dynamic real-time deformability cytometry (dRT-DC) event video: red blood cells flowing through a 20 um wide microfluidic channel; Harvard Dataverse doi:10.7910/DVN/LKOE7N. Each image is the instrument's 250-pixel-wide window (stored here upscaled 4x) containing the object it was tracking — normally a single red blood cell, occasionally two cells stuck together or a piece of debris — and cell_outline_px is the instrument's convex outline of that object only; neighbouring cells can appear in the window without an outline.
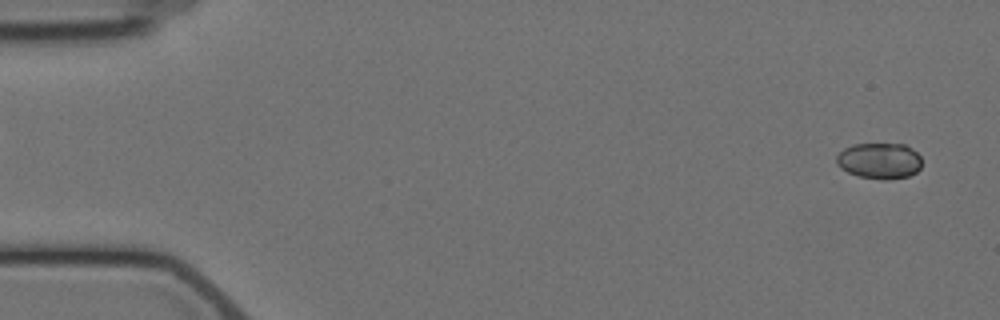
{"species": "Egyptian fruit bat (a non-hibernating species)", "species_latin": "Rousettus aegyptiacus", "temperature_condition": "cold", "stored_images_in_passage": 5, "camera_frame_rate_fps": 3000, "um_per_image_px": 0.085, "animal": {"sex": "female"}, "frame": {"image": 1, "passage_image": 5, "time_ms": 5.333, "image_size_px": [1000, 320], "cell_outline_px": [[920, 168], [916, 172], [908, 176], [884, 180], [860, 176], [848, 172], [840, 168], [836, 164], [836, 156], [844, 148], [852, 144], [904, 144], [912, 148], [920, 156]], "centroid_in_image_um": [74.73, 13.66], "position_along_channel_um": 10.3, "area_um2": 17.86}}